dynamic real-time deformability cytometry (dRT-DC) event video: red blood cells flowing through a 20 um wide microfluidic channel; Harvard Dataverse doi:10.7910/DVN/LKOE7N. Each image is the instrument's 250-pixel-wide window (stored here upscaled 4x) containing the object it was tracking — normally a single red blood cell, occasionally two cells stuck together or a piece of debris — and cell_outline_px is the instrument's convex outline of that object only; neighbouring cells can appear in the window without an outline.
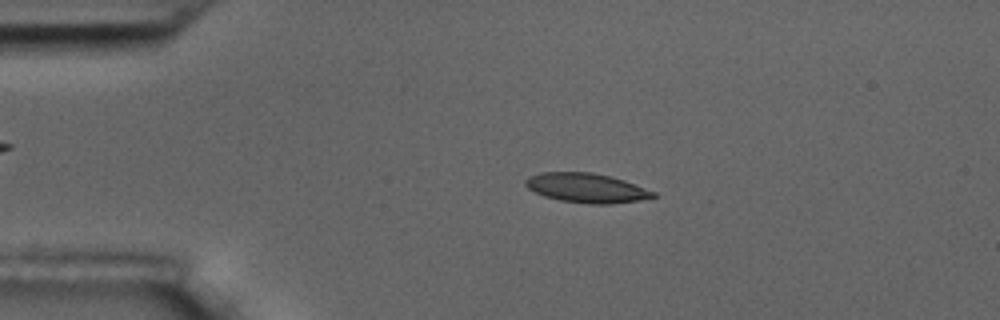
{"species": "common noctule bat (a hibernating species)", "species_latin": "Nyctalus noctula", "temperature_condition": "room temperature", "stored_images_in_passage": 55, "camera_frame_rate_fps": 3000, "um_per_image_px": 0.085, "animal": {"sex": "male", "body_mass_g": 17.5, "forearm_length_mm": 52.3}, "frame": {"image": 1, "passage_image": 11, "time_ms": 3.333, "image_size_px": [1000, 320], "cell_outline_px": [[656, 196], [640, 200], [608, 204], [588, 204], [560, 200], [544, 196], [528, 188], [524, 184], [524, 180], [528, 176], [540, 172], [592, 172], [624, 180], [656, 192]], "centroid_in_image_um": [49.82, 15.97], "position_along_channel_um": 35.2, "area_um2": 21.85}}
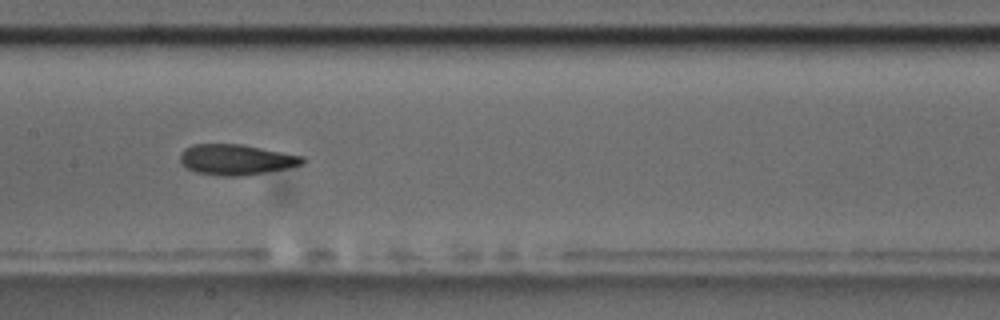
{"frame": {"image": 2, "passage_image": 27, "time_ms": 8.667, "image_size_px": [1000, 320], "cell_outline_px": [[308, 160], [304, 164], [288, 168], [240, 176], [220, 176], [196, 172], [188, 168], [180, 160], [180, 152], [184, 148], [192, 144], [240, 144], [304, 156]], "centroid_in_image_um": [20.09, 13.56], "position_along_channel_um": 187.3, "area_um2": 21.79}}
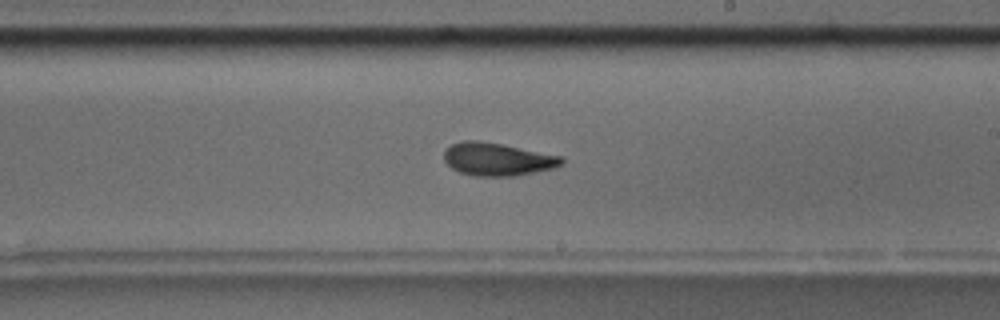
{"frame": {"image": 3, "passage_image": 32, "time_ms": 10.333, "image_size_px": [1000, 320], "cell_outline_px": [[564, 164], [552, 168], [516, 176], [472, 176], [460, 172], [452, 168], [444, 160], [444, 152], [452, 144], [460, 140], [476, 140], [500, 144], [564, 156]], "centroid_in_image_um": [42.29, 13.54], "position_along_channel_um": 246.7, "area_um2": 22.54}, "authors_computed_cell_mechanics": {"area_um2": 21.7328, "velocity_mm_per_s": 3.5857, "shape_relaxation_time_tau1_ms": 2.8804, "shape_relaxation_time_tau2_ms": 2.4981, "deformation_change_tau1": 0.1377, "deformation_change_tau2": 0.1022}}